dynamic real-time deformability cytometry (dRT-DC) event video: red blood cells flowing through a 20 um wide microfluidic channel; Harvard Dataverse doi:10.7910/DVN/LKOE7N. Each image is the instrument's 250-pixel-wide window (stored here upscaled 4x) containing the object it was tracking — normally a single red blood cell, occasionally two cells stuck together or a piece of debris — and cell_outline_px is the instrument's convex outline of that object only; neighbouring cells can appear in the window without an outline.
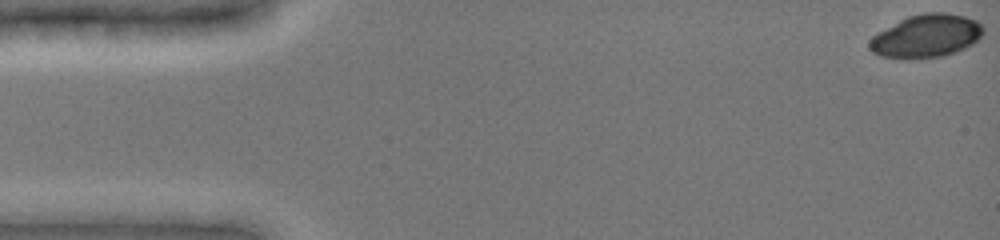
{"species": "common noctule bat (a hibernating species)", "species_latin": "Nyctalus noctula", "temperature_condition": "cold", "stored_images_in_passage": 48, "camera_frame_rate_fps": 3000, "um_per_image_px": 0.085, "animal": {"sex": "female", "body_mass_g": 19.0, "forearm_length_mm": 51.5}, "frame": {"image": 1, "passage_image": 1, "time_ms": 0.0, "image_size_px": [1000, 240], "cell_outline_px": [[984, 32], [972, 44], [956, 52], [944, 56], [908, 60], [900, 60], [880, 56], [872, 52], [868, 48], [868, 40], [872, 36], [900, 20], [908, 16], [924, 12], [944, 12], [964, 16], [976, 20], [984, 28]], "centroid_in_image_um": [78.69, 3.09], "position_along_channel_um": 6.3, "area_um2": 28.9}}
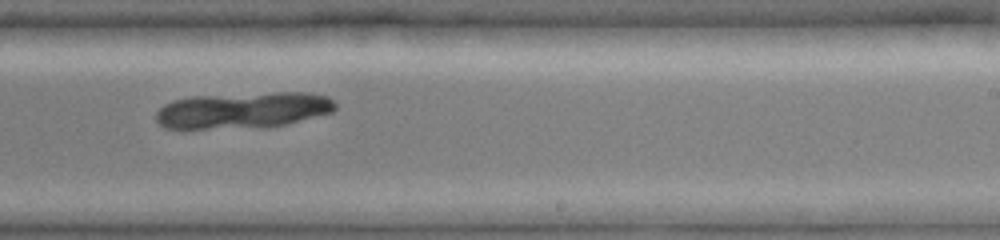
{"frame": {"image": 2, "passage_image": 31, "time_ms": 10.0, "image_size_px": [1000, 240], "cell_outline_px": [[336, 108], [332, 112], [268, 128], [164, 128], [156, 120], [156, 112], [164, 104], [172, 100], [192, 96], [276, 92], [312, 92], [328, 96], [336, 104]], "centroid_in_image_um": [20.67, 9.36], "position_along_channel_um": 268.3, "area_um2": 38.09}}
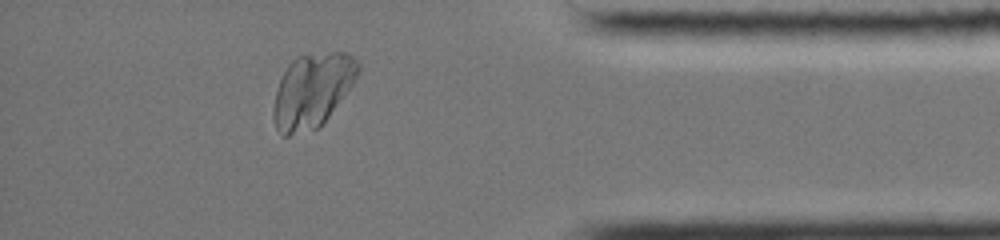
{"frame": {"image": 3, "passage_image": 43, "time_ms": 14.0, "image_size_px": [1000, 240], "cell_outline_px": [[360, 68], [352, 84], [320, 128], [288, 136], [280, 136], [276, 128], [272, 116], [272, 112], [276, 88], [288, 64], [296, 56], [332, 52], [344, 52], [352, 56], [360, 64]], "centroid_in_image_um": [26.5, 7.71], "position_along_channel_um": 408.7, "area_um2": 36.53}}